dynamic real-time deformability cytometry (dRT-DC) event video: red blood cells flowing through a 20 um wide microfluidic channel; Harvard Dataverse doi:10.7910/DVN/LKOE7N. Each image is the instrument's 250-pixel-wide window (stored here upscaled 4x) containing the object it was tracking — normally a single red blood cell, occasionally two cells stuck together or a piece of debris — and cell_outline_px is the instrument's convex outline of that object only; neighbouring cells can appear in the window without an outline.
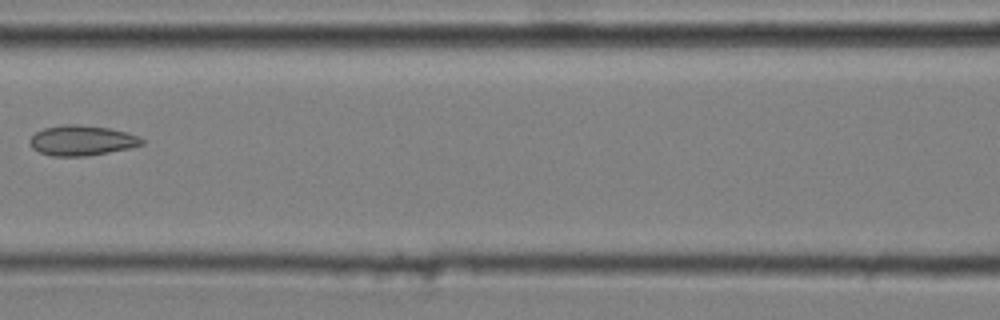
{"species": "common noctule bat (a hibernating species)", "species_latin": "Nyctalus noctula", "temperature_condition": "cold", "stored_images_in_passage": 7, "camera_frame_rate_fps": 3000, "um_per_image_px": 0.085, "animal": {"sex": "male", "body_mass_g": 20.4}, "frame": {"image": 1, "passage_image": 6, "time_ms": 1.667, "image_size_px": [1000, 320], "cell_outline_px": [[144, 144], [128, 148], [88, 156], [52, 156], [40, 152], [32, 148], [28, 140], [36, 132], [44, 128], [64, 124], [76, 124], [108, 128], [128, 132], [140, 136], [144, 140]], "centroid_in_image_um": [6.96, 11.93], "position_along_channel_um": 159.6, "area_um2": 19.71}}
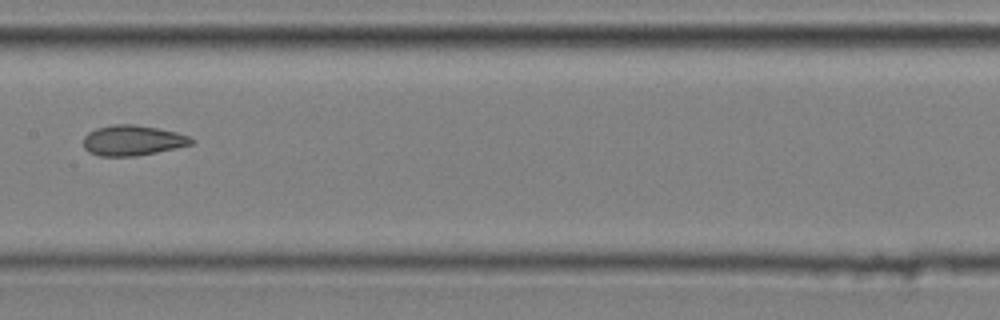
{"frame": {"image": 2, "passage_image": 7, "time_ms": 2.0, "image_size_px": [1000, 320], "cell_outline_px": [[196, 140], [192, 144], [176, 148], [136, 156], [100, 156], [88, 152], [84, 148], [84, 136], [88, 132], [96, 128], [112, 124], [132, 124], [156, 128], [176, 132], [188, 136]], "centroid_in_image_um": [11.25, 11.93], "position_along_channel_um": 196.1, "area_um2": 19.07}}